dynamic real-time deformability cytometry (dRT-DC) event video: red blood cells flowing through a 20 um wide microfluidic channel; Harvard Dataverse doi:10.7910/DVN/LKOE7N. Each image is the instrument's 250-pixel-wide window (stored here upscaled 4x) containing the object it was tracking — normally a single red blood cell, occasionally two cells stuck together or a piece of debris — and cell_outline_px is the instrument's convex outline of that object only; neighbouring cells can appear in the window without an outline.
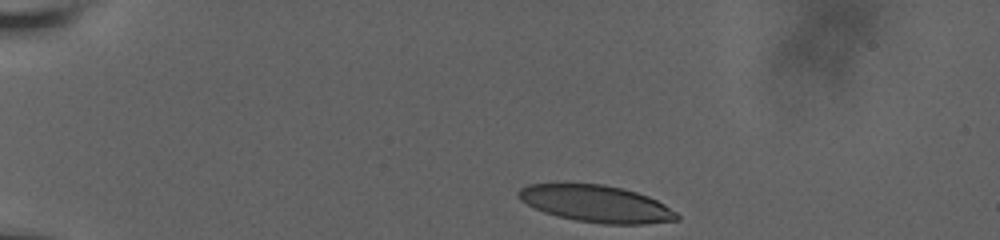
{"species": "human", "species_latin": "Homo sapiens", "temperature_condition": "room temperature", "stored_images_in_passage": 39, "camera_frame_rate_fps": 3000, "um_per_image_px": 0.085, "donor": {"sex": "male"}, "frame": {"image": 1, "passage_image": 1, "time_ms": 0.0, "image_size_px": [1000, 240], "cell_outline_px": [[680, 220], [644, 224], [604, 224], [576, 220], [556, 216], [544, 212], [520, 200], [516, 196], [516, 192], [520, 188], [528, 184], [604, 184], [636, 192], [648, 196], [664, 204], [676, 212], [680, 216]], "centroid_in_image_um": [50.68, 17.32], "position_along_channel_um": 34.3, "area_um2": 33.99}}
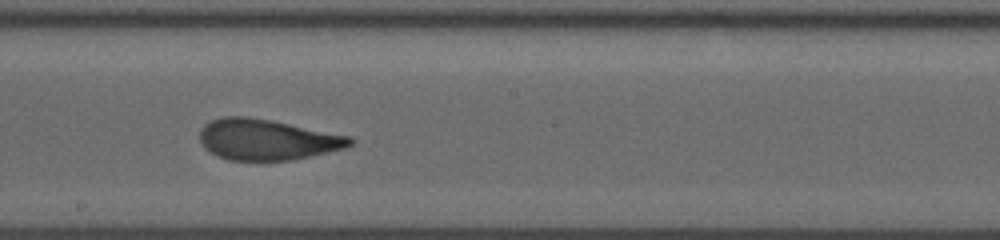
{"frame": {"image": 2, "passage_image": 23, "time_ms": 7.333, "image_size_px": [1000, 240], "cell_outline_px": [[356, 140], [352, 144], [344, 148], [328, 152], [288, 160], [228, 160], [204, 148], [200, 140], [200, 132], [204, 124], [212, 120], [224, 116], [248, 116], [352, 136]], "centroid_in_image_um": [22.71, 11.85], "position_along_channel_um": 225.5, "area_um2": 35.43}}
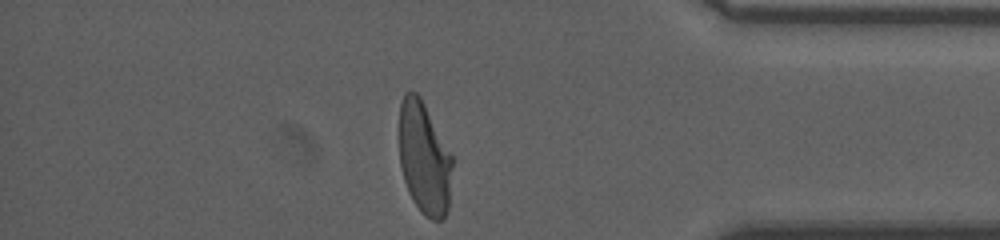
{"frame": {"image": 3, "passage_image": 39, "time_ms": 12.667, "image_size_px": [1000, 240], "cell_outline_px": [[452, 164], [448, 208], [444, 216], [440, 220], [432, 220], [424, 216], [420, 212], [412, 200], [408, 192], [404, 180], [400, 164], [400, 104], [404, 92], [416, 92], [420, 96], [452, 156]], "centroid_in_image_um": [36.05, 13.47], "position_along_channel_um": 399.2, "area_um2": 34.56}, "authors_computed_cell_mechanics": {"area_um2": 36.0094, "velocity_mm_per_s": 3.6683, "shape_relaxation_time_tau1_ms": 9.1879, "shape_relaxation_time_tau2_ms": 0.9711, "deformation_change_tau1": 0.3015, "deformation_change_tau2": 0.0861}}